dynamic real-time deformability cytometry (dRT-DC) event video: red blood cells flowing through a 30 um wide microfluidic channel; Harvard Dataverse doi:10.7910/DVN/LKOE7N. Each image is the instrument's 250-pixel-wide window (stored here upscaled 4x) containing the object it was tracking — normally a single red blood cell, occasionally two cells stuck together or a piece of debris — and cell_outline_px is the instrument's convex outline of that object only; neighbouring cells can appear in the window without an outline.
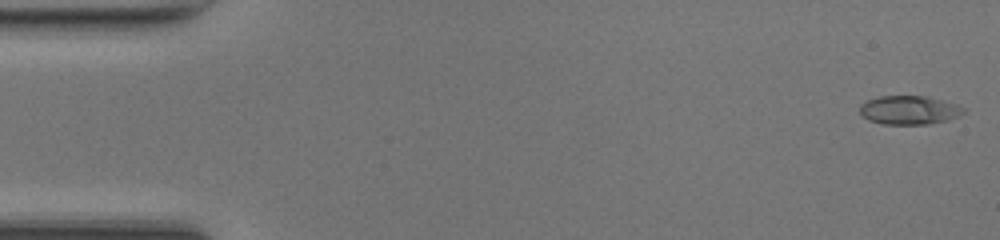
{"species": "common noctule bat (a hibernating species)", "species_latin": "Nyctalus noctula", "temperature_condition": "room temperature", "stored_images_in_passage": 49, "camera_frame_rate_fps": 3000, "um_per_image_px": 0.085, "animal": {"sex": "female", "body_mass_g": 17.0, "forearm_length_mm": 48.0}, "frame": {"image": 1, "passage_image": 1, "time_ms": 0.0, "image_size_px": [1000, 240], "cell_outline_px": [[964, 112], [948, 120], [928, 124], [884, 124], [868, 120], [860, 112], [860, 104], [868, 100], [880, 96], [928, 96], [956, 104], [964, 108]], "centroid_in_image_um": [77.27, 9.35], "position_along_channel_um": 7.7, "area_um2": 17.22}}
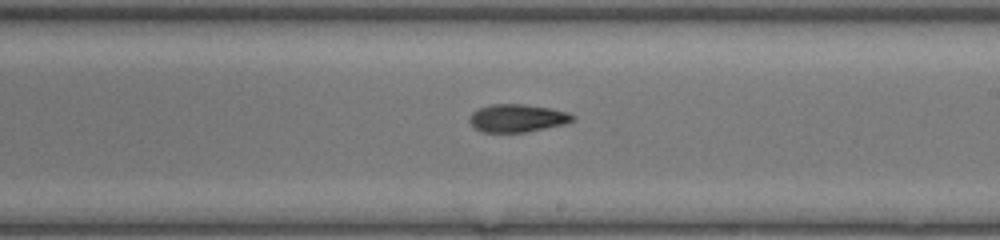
{"frame": {"image": 2, "passage_image": 28, "time_ms": 9.0, "image_size_px": [1000, 240], "cell_outline_px": [[576, 120], [564, 124], [524, 132], [480, 132], [468, 120], [468, 116], [472, 112], [480, 108], [492, 104], [524, 104], [552, 108], [568, 112], [576, 116]], "centroid_in_image_um": [43.99, 10.03], "position_along_channel_um": 245.0, "area_um2": 16.82}}
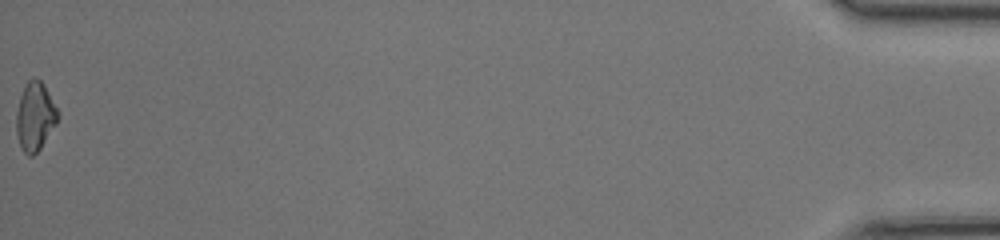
{"frame": {"image": 3, "passage_image": 49, "time_ms": 16.0, "image_size_px": [1000, 240], "cell_outline_px": [[60, 112], [56, 124], [40, 148], [32, 156], [28, 156], [24, 152], [20, 144], [16, 132], [16, 112], [20, 96], [24, 84], [32, 76], [36, 76], [44, 84]], "centroid_in_image_um": [2.98, 9.84], "position_along_channel_um": 432.2, "area_um2": 16.76}, "authors_computed_cell_mechanics": {"area_um2": 16.8198, "velocity_mm_per_s": 4.2521, "shape_relaxation_time_tau1_ms": 6.6819, "shape_relaxation_time_tau2_ms": 5.2578, "deformation_change_tau1": 0.1916, "deformation_change_tau2": 0.1178}}